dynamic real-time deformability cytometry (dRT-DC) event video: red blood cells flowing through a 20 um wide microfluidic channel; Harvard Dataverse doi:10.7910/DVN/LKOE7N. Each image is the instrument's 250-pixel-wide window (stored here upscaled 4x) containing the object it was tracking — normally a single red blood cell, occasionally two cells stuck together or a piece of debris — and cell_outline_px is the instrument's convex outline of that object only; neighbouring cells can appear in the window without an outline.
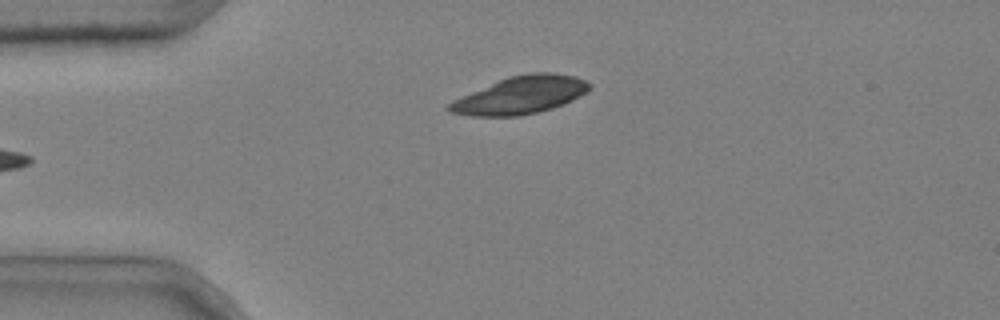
{"species": "common noctule bat (a hibernating species)", "species_latin": "Nyctalus noctula", "temperature_condition": "cold", "stored_images_in_passage": 4, "camera_frame_rate_fps": 3000, "um_per_image_px": 0.085, "animal": {"sex": "male", "body_mass_g": 20.4}, "frame": {"image": 1, "passage_image": 4, "time_ms": 1.0, "image_size_px": [1000, 320], "cell_outline_px": [[592, 88], [588, 92], [564, 104], [552, 108], [520, 116], [472, 116], [448, 112], [444, 108], [452, 100], [508, 76], [528, 72], [552, 72], [576, 76], [588, 80], [592, 84]], "centroid_in_image_um": [44.27, 8.07], "position_along_channel_um": 40.7, "area_um2": 31.1}}